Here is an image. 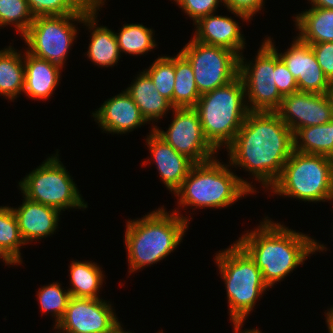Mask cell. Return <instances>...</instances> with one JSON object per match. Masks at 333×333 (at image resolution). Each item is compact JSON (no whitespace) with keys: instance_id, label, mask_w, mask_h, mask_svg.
<instances>
[{"instance_id":"5","label":"cell","mask_w":333,"mask_h":333,"mask_svg":"<svg viewBox=\"0 0 333 333\" xmlns=\"http://www.w3.org/2000/svg\"><path fill=\"white\" fill-rule=\"evenodd\" d=\"M245 97L239 75L228 84L201 94L194 109L206 139L216 150L223 145L227 148L244 123L249 113Z\"/></svg>"},{"instance_id":"38","label":"cell","mask_w":333,"mask_h":333,"mask_svg":"<svg viewBox=\"0 0 333 333\" xmlns=\"http://www.w3.org/2000/svg\"><path fill=\"white\" fill-rule=\"evenodd\" d=\"M5 261L7 265H18L20 264L5 248L0 245V259Z\"/></svg>"},{"instance_id":"2","label":"cell","mask_w":333,"mask_h":333,"mask_svg":"<svg viewBox=\"0 0 333 333\" xmlns=\"http://www.w3.org/2000/svg\"><path fill=\"white\" fill-rule=\"evenodd\" d=\"M236 242L254 260L269 288L304 264L310 254L327 249L310 236L272 222L268 217Z\"/></svg>"},{"instance_id":"28","label":"cell","mask_w":333,"mask_h":333,"mask_svg":"<svg viewBox=\"0 0 333 333\" xmlns=\"http://www.w3.org/2000/svg\"><path fill=\"white\" fill-rule=\"evenodd\" d=\"M119 31L115 35L120 54L124 52L131 55H144L157 45L153 37L154 31L142 24H124Z\"/></svg>"},{"instance_id":"18","label":"cell","mask_w":333,"mask_h":333,"mask_svg":"<svg viewBox=\"0 0 333 333\" xmlns=\"http://www.w3.org/2000/svg\"><path fill=\"white\" fill-rule=\"evenodd\" d=\"M22 205L13 208L20 234L29 243L51 236L58 227L60 211L56 208L34 202L23 196Z\"/></svg>"},{"instance_id":"8","label":"cell","mask_w":333,"mask_h":333,"mask_svg":"<svg viewBox=\"0 0 333 333\" xmlns=\"http://www.w3.org/2000/svg\"><path fill=\"white\" fill-rule=\"evenodd\" d=\"M19 187L23 196L31 201L58 209L87 208V203L71 179L57 154L48 157L39 167L30 172Z\"/></svg>"},{"instance_id":"11","label":"cell","mask_w":333,"mask_h":333,"mask_svg":"<svg viewBox=\"0 0 333 333\" xmlns=\"http://www.w3.org/2000/svg\"><path fill=\"white\" fill-rule=\"evenodd\" d=\"M256 55L255 61H244L239 57V76L244 84L249 111L276 112L283 96L275 85V50L265 41Z\"/></svg>"},{"instance_id":"10","label":"cell","mask_w":333,"mask_h":333,"mask_svg":"<svg viewBox=\"0 0 333 333\" xmlns=\"http://www.w3.org/2000/svg\"><path fill=\"white\" fill-rule=\"evenodd\" d=\"M180 53L192 67L200 94L224 86L239 75V56L227 48L191 38Z\"/></svg>"},{"instance_id":"42","label":"cell","mask_w":333,"mask_h":333,"mask_svg":"<svg viewBox=\"0 0 333 333\" xmlns=\"http://www.w3.org/2000/svg\"><path fill=\"white\" fill-rule=\"evenodd\" d=\"M240 328H234V333H261L258 329H251V330H246V331H240Z\"/></svg>"},{"instance_id":"27","label":"cell","mask_w":333,"mask_h":333,"mask_svg":"<svg viewBox=\"0 0 333 333\" xmlns=\"http://www.w3.org/2000/svg\"><path fill=\"white\" fill-rule=\"evenodd\" d=\"M192 67L179 52L175 56V85L173 91L174 108H194L200 98Z\"/></svg>"},{"instance_id":"24","label":"cell","mask_w":333,"mask_h":333,"mask_svg":"<svg viewBox=\"0 0 333 333\" xmlns=\"http://www.w3.org/2000/svg\"><path fill=\"white\" fill-rule=\"evenodd\" d=\"M23 57L12 46L0 50V94L11 101L24 91Z\"/></svg>"},{"instance_id":"15","label":"cell","mask_w":333,"mask_h":333,"mask_svg":"<svg viewBox=\"0 0 333 333\" xmlns=\"http://www.w3.org/2000/svg\"><path fill=\"white\" fill-rule=\"evenodd\" d=\"M296 37L291 47L284 53H278V56L296 79L298 91L332 93L333 84L320 68L310 44Z\"/></svg>"},{"instance_id":"19","label":"cell","mask_w":333,"mask_h":333,"mask_svg":"<svg viewBox=\"0 0 333 333\" xmlns=\"http://www.w3.org/2000/svg\"><path fill=\"white\" fill-rule=\"evenodd\" d=\"M193 39L204 44L220 46L235 52L239 57L245 48V38L238 22L228 16L209 14L196 23Z\"/></svg>"},{"instance_id":"40","label":"cell","mask_w":333,"mask_h":333,"mask_svg":"<svg viewBox=\"0 0 333 333\" xmlns=\"http://www.w3.org/2000/svg\"><path fill=\"white\" fill-rule=\"evenodd\" d=\"M325 314H326V323L329 333H333V306Z\"/></svg>"},{"instance_id":"6","label":"cell","mask_w":333,"mask_h":333,"mask_svg":"<svg viewBox=\"0 0 333 333\" xmlns=\"http://www.w3.org/2000/svg\"><path fill=\"white\" fill-rule=\"evenodd\" d=\"M215 261L226 285L230 320L234 328H242L256 300L269 287L254 260L237 242L219 251Z\"/></svg>"},{"instance_id":"7","label":"cell","mask_w":333,"mask_h":333,"mask_svg":"<svg viewBox=\"0 0 333 333\" xmlns=\"http://www.w3.org/2000/svg\"><path fill=\"white\" fill-rule=\"evenodd\" d=\"M271 189L306 202L333 200V159L293 150Z\"/></svg>"},{"instance_id":"39","label":"cell","mask_w":333,"mask_h":333,"mask_svg":"<svg viewBox=\"0 0 333 333\" xmlns=\"http://www.w3.org/2000/svg\"><path fill=\"white\" fill-rule=\"evenodd\" d=\"M311 1L312 7L333 9V0H308Z\"/></svg>"},{"instance_id":"33","label":"cell","mask_w":333,"mask_h":333,"mask_svg":"<svg viewBox=\"0 0 333 333\" xmlns=\"http://www.w3.org/2000/svg\"><path fill=\"white\" fill-rule=\"evenodd\" d=\"M38 302L42 313H52L55 319V325L64 316L68 302L71 298L69 290H63L59 282L52 283L39 288L37 292Z\"/></svg>"},{"instance_id":"25","label":"cell","mask_w":333,"mask_h":333,"mask_svg":"<svg viewBox=\"0 0 333 333\" xmlns=\"http://www.w3.org/2000/svg\"><path fill=\"white\" fill-rule=\"evenodd\" d=\"M70 287L68 290L74 298L98 299V292L103 284L104 274L95 262L91 261H71L70 267Z\"/></svg>"},{"instance_id":"17","label":"cell","mask_w":333,"mask_h":333,"mask_svg":"<svg viewBox=\"0 0 333 333\" xmlns=\"http://www.w3.org/2000/svg\"><path fill=\"white\" fill-rule=\"evenodd\" d=\"M92 116L109 133L125 134L147 123L126 91L104 101Z\"/></svg>"},{"instance_id":"14","label":"cell","mask_w":333,"mask_h":333,"mask_svg":"<svg viewBox=\"0 0 333 333\" xmlns=\"http://www.w3.org/2000/svg\"><path fill=\"white\" fill-rule=\"evenodd\" d=\"M276 112L293 134L300 128L326 124L333 119V94L291 93L283 97Z\"/></svg>"},{"instance_id":"12","label":"cell","mask_w":333,"mask_h":333,"mask_svg":"<svg viewBox=\"0 0 333 333\" xmlns=\"http://www.w3.org/2000/svg\"><path fill=\"white\" fill-rule=\"evenodd\" d=\"M172 111L174 116L168 130L152 126L156 133L195 164L215 158L217 150L206 139L198 112L194 108H174Z\"/></svg>"},{"instance_id":"21","label":"cell","mask_w":333,"mask_h":333,"mask_svg":"<svg viewBox=\"0 0 333 333\" xmlns=\"http://www.w3.org/2000/svg\"><path fill=\"white\" fill-rule=\"evenodd\" d=\"M60 67L45 59L24 53V94L32 99L46 100L52 96L60 81Z\"/></svg>"},{"instance_id":"9","label":"cell","mask_w":333,"mask_h":333,"mask_svg":"<svg viewBox=\"0 0 333 333\" xmlns=\"http://www.w3.org/2000/svg\"><path fill=\"white\" fill-rule=\"evenodd\" d=\"M75 21L82 23L84 14L36 17L22 36L29 47L26 51L63 68L77 37Z\"/></svg>"},{"instance_id":"16","label":"cell","mask_w":333,"mask_h":333,"mask_svg":"<svg viewBox=\"0 0 333 333\" xmlns=\"http://www.w3.org/2000/svg\"><path fill=\"white\" fill-rule=\"evenodd\" d=\"M151 129L146 139L147 146L157 165L161 180L174 194L195 163L185 155L176 152L153 128Z\"/></svg>"},{"instance_id":"4","label":"cell","mask_w":333,"mask_h":333,"mask_svg":"<svg viewBox=\"0 0 333 333\" xmlns=\"http://www.w3.org/2000/svg\"><path fill=\"white\" fill-rule=\"evenodd\" d=\"M228 166L219 162L216 157L194 164L181 186L174 192L180 197L178 204L183 207L217 209L228 207L243 195L256 193L251 183L235 175Z\"/></svg>"},{"instance_id":"26","label":"cell","mask_w":333,"mask_h":333,"mask_svg":"<svg viewBox=\"0 0 333 333\" xmlns=\"http://www.w3.org/2000/svg\"><path fill=\"white\" fill-rule=\"evenodd\" d=\"M294 150L333 157V119L326 124L298 129L294 134Z\"/></svg>"},{"instance_id":"13","label":"cell","mask_w":333,"mask_h":333,"mask_svg":"<svg viewBox=\"0 0 333 333\" xmlns=\"http://www.w3.org/2000/svg\"><path fill=\"white\" fill-rule=\"evenodd\" d=\"M111 306L100 298L71 297L54 329L63 333H109L119 322Z\"/></svg>"},{"instance_id":"3","label":"cell","mask_w":333,"mask_h":333,"mask_svg":"<svg viewBox=\"0 0 333 333\" xmlns=\"http://www.w3.org/2000/svg\"><path fill=\"white\" fill-rule=\"evenodd\" d=\"M160 207L138 220L127 221L125 245L129 273L151 266L170 255L188 229L189 219Z\"/></svg>"},{"instance_id":"1","label":"cell","mask_w":333,"mask_h":333,"mask_svg":"<svg viewBox=\"0 0 333 333\" xmlns=\"http://www.w3.org/2000/svg\"><path fill=\"white\" fill-rule=\"evenodd\" d=\"M227 150L230 166L246 169L268 190L294 150L293 132L277 112L249 111Z\"/></svg>"},{"instance_id":"20","label":"cell","mask_w":333,"mask_h":333,"mask_svg":"<svg viewBox=\"0 0 333 333\" xmlns=\"http://www.w3.org/2000/svg\"><path fill=\"white\" fill-rule=\"evenodd\" d=\"M105 0H94V4L84 13V23L91 33L87 56L99 67H111L118 63L121 57L115 32L106 26L96 27L97 11L104 5Z\"/></svg>"},{"instance_id":"37","label":"cell","mask_w":333,"mask_h":333,"mask_svg":"<svg viewBox=\"0 0 333 333\" xmlns=\"http://www.w3.org/2000/svg\"><path fill=\"white\" fill-rule=\"evenodd\" d=\"M317 62L328 80L333 84V42L309 43Z\"/></svg>"},{"instance_id":"23","label":"cell","mask_w":333,"mask_h":333,"mask_svg":"<svg viewBox=\"0 0 333 333\" xmlns=\"http://www.w3.org/2000/svg\"><path fill=\"white\" fill-rule=\"evenodd\" d=\"M294 21L303 42H333V9L312 7L297 14Z\"/></svg>"},{"instance_id":"29","label":"cell","mask_w":333,"mask_h":333,"mask_svg":"<svg viewBox=\"0 0 333 333\" xmlns=\"http://www.w3.org/2000/svg\"><path fill=\"white\" fill-rule=\"evenodd\" d=\"M34 18L84 14L94 0H27Z\"/></svg>"},{"instance_id":"31","label":"cell","mask_w":333,"mask_h":333,"mask_svg":"<svg viewBox=\"0 0 333 333\" xmlns=\"http://www.w3.org/2000/svg\"><path fill=\"white\" fill-rule=\"evenodd\" d=\"M0 245L22 263L20 248L26 243L20 234L12 207L0 206Z\"/></svg>"},{"instance_id":"32","label":"cell","mask_w":333,"mask_h":333,"mask_svg":"<svg viewBox=\"0 0 333 333\" xmlns=\"http://www.w3.org/2000/svg\"><path fill=\"white\" fill-rule=\"evenodd\" d=\"M34 19L27 0H0V27L13 24L23 36Z\"/></svg>"},{"instance_id":"22","label":"cell","mask_w":333,"mask_h":333,"mask_svg":"<svg viewBox=\"0 0 333 333\" xmlns=\"http://www.w3.org/2000/svg\"><path fill=\"white\" fill-rule=\"evenodd\" d=\"M125 91L138 106L141 115L148 122H157L174 107L169 100L156 90L151 78L143 71ZM167 112V113H166Z\"/></svg>"},{"instance_id":"36","label":"cell","mask_w":333,"mask_h":333,"mask_svg":"<svg viewBox=\"0 0 333 333\" xmlns=\"http://www.w3.org/2000/svg\"><path fill=\"white\" fill-rule=\"evenodd\" d=\"M223 3L229 12L247 22L262 9L264 0H223Z\"/></svg>"},{"instance_id":"34","label":"cell","mask_w":333,"mask_h":333,"mask_svg":"<svg viewBox=\"0 0 333 333\" xmlns=\"http://www.w3.org/2000/svg\"><path fill=\"white\" fill-rule=\"evenodd\" d=\"M265 41L275 50V85L279 90V93L284 97L291 93L298 92V85L296 79L288 70L285 63L279 58L278 50L276 49L274 42L271 38H266Z\"/></svg>"},{"instance_id":"30","label":"cell","mask_w":333,"mask_h":333,"mask_svg":"<svg viewBox=\"0 0 333 333\" xmlns=\"http://www.w3.org/2000/svg\"><path fill=\"white\" fill-rule=\"evenodd\" d=\"M152 80L156 90L173 105L175 85V56L158 57L149 69L143 70Z\"/></svg>"},{"instance_id":"35","label":"cell","mask_w":333,"mask_h":333,"mask_svg":"<svg viewBox=\"0 0 333 333\" xmlns=\"http://www.w3.org/2000/svg\"><path fill=\"white\" fill-rule=\"evenodd\" d=\"M176 4L196 23L201 17L215 13L223 0H174Z\"/></svg>"},{"instance_id":"41","label":"cell","mask_w":333,"mask_h":333,"mask_svg":"<svg viewBox=\"0 0 333 333\" xmlns=\"http://www.w3.org/2000/svg\"><path fill=\"white\" fill-rule=\"evenodd\" d=\"M109 333H132V332L124 331L123 328L121 327L120 322H118Z\"/></svg>"}]
</instances>
